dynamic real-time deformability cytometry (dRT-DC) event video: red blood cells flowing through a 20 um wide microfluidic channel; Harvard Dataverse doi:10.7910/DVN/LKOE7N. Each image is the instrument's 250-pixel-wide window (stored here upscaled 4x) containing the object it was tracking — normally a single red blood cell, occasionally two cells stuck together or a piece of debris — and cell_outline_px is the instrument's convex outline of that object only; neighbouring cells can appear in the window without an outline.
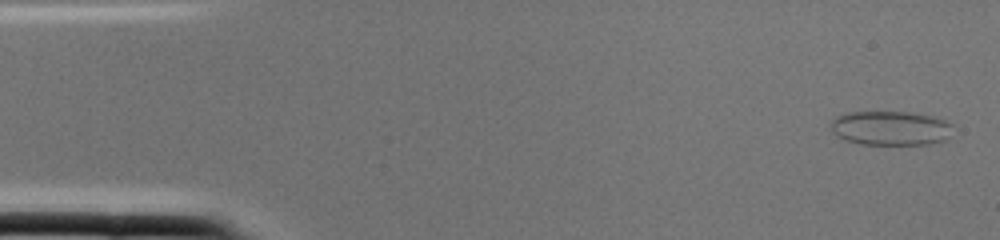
{"species": "common noctule bat (a hibernating species)", "species_latin": "Nyctalus noctula", "temperature_condition": "cold", "stored_images_in_passage": 2, "camera_frame_rate_fps": 3000, "um_per_image_px": 0.085, "animal": {"sex": "female", "body_mass_g": 22.0, "forearm_length_mm": 56.7}, "frame": {"image": 1, "passage_image": 1, "time_ms": 0.0, "image_size_px": [1000, 240], "cell_outline_px": [[952, 124], [948, 136], [944, 140], [928, 144], [860, 144], [844, 140], [836, 136], [832, 132], [832, 120], [836, 116], [848, 112], [908, 112], [932, 116], [944, 120]], "centroid_in_image_um": [75.65, 10.89], "position_along_channel_um": 9.3, "area_um2": 24.28}}
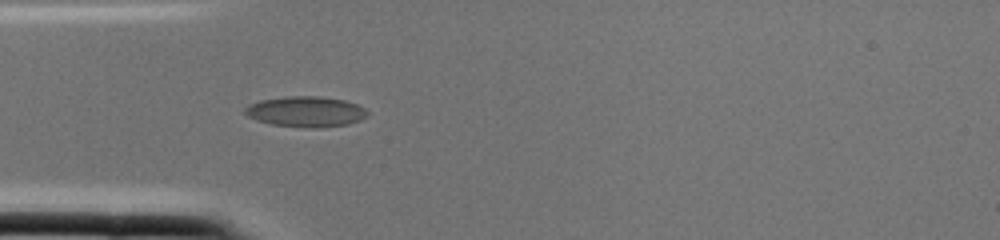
{"frame": {"image": 2, "passage_image": 2, "time_ms": 0.333, "image_size_px": [1000, 240], "cell_outline_px": [[368, 116], [360, 120], [348, 124], [320, 128], [312, 128], [272, 124], [256, 120], [248, 116], [244, 112], [244, 108], [248, 104], [260, 100], [288, 96], [320, 96], [344, 100], [356, 104], [364, 108], [368, 112]], "centroid_in_image_um": [25.99, 9.49], "position_along_channel_um": 59.0, "area_um2": 21.85}}